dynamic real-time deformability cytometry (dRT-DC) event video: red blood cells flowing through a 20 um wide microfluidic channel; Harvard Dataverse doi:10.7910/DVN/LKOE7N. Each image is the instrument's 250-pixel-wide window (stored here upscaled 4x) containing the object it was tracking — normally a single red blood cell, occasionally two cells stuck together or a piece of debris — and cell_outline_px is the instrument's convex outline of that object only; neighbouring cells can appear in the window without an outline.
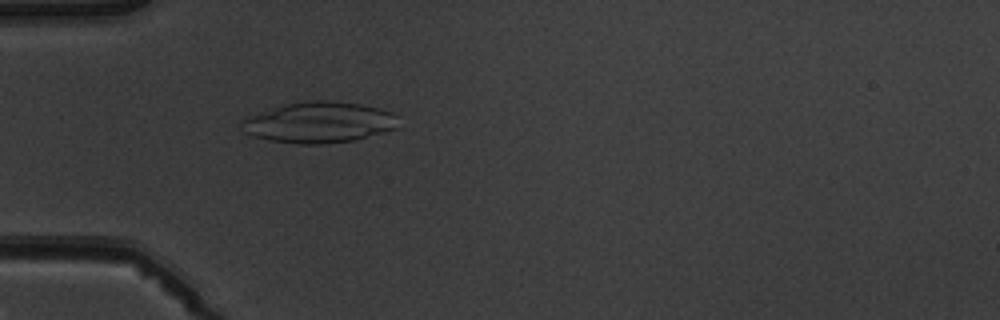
{"species": "common noctule bat (a hibernating species)", "species_latin": "Nyctalus noctula", "temperature_condition": "warm", "stored_images_in_passage": 4, "camera_frame_rate_fps": 3000, "um_per_image_px": 0.085, "animal": {"sex": "male", "body_mass_g": 19.5, "forearm_length_mm": 54.6}, "frame": {"image": 1, "passage_image": 4, "time_ms": 4.333, "image_size_px": [1000, 320], "cell_outline_px": [[396, 128], [352, 140], [324, 144], [300, 144], [272, 140], [252, 136], [244, 132], [240, 124], [240, 120], [280, 104], [316, 100], [328, 100], [360, 104], [380, 108], [392, 112], [396, 116]], "centroid_in_image_um": [27.07, 10.39], "position_along_channel_um": 57.9, "area_um2": 37.11}}